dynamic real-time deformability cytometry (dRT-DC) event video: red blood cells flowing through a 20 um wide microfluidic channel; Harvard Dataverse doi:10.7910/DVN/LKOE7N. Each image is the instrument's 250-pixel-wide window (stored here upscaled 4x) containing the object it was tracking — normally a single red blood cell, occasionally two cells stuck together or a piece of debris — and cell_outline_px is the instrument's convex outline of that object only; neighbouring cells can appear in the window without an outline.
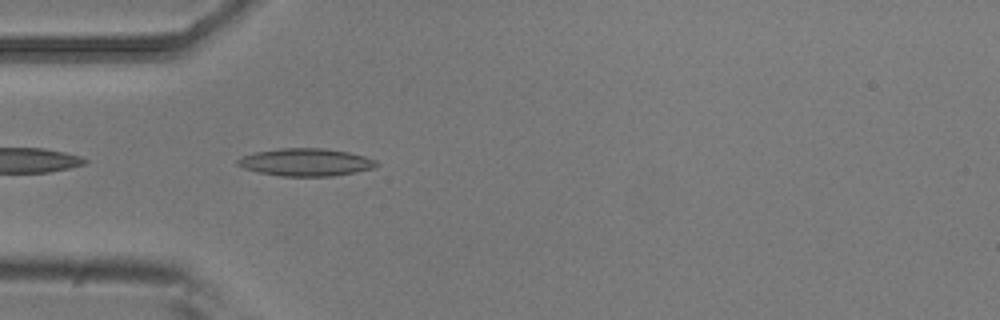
{"species": "common noctule bat (a hibernating species)", "species_latin": "Nyctalus noctula", "temperature_condition": "room temperature", "stored_images_in_passage": 3, "camera_frame_rate_fps": 3000, "um_per_image_px": 0.085, "animal": {"sex": "male", "body_mass_g": 20.5, "forearm_length_mm": 52.5}, "frame": {"image": 1, "passage_image": 3, "time_ms": 0.667, "image_size_px": [1000, 320], "cell_outline_px": [[380, 164], [372, 168], [356, 172], [332, 176], [280, 176], [260, 172], [244, 168], [236, 164], [236, 160], [240, 156], [256, 152], [280, 148], [324, 148], [348, 152], [364, 156], [376, 160]], "centroid_in_image_um": [25.98, 13.78], "position_along_channel_um": 59.0, "area_um2": 22.31}}